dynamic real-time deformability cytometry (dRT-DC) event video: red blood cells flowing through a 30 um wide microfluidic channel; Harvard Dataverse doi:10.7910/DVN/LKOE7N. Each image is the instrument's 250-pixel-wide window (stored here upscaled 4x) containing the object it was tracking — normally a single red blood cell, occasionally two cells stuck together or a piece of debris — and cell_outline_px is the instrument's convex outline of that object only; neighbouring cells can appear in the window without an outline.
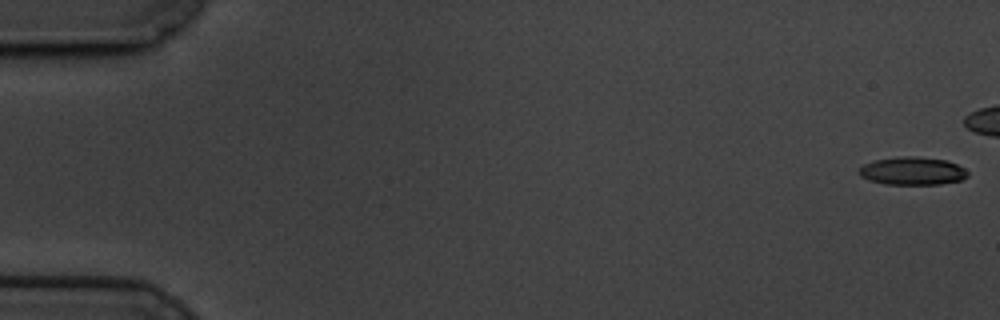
{"species": "common noctule bat (a hibernating species)", "species_latin": "Nyctalus noctula", "temperature_condition": "cold", "stored_images_in_passage": 49, "camera_frame_rate_fps": 3000, "um_per_image_px": 0.085, "animal": {"sex": "male", "body_mass_g": 19.5, "forearm_length_mm": 54.6}, "frame": {"image": 1, "passage_image": 1, "time_ms": 0.0, "image_size_px": [1000, 320], "cell_outline_px": [[968, 176], [960, 180], [940, 184], [884, 184], [868, 180], [860, 176], [856, 172], [864, 164], [872, 160], [900, 156], [916, 156], [948, 160], [964, 168], [968, 172]], "centroid_in_image_um": [77.52, 14.52], "position_along_channel_um": 7.5, "area_um2": 17.92}}
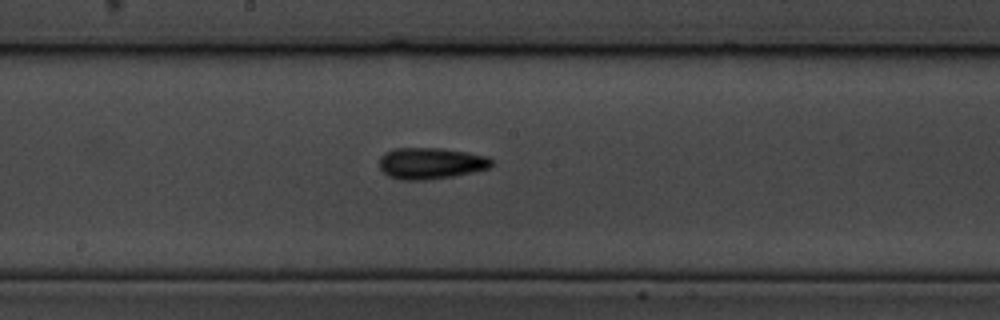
{"frame": {"image": 2, "passage_image": 32, "time_ms": 10.333, "image_size_px": [1000, 320], "cell_outline_px": [[492, 164], [488, 168], [472, 172], [452, 176], [424, 180], [404, 180], [388, 176], [380, 168], [380, 156], [384, 152], [392, 148], [444, 148], [468, 152], [488, 156], [492, 160]], "centroid_in_image_um": [36.6, 13.86], "position_along_channel_um": 211.6, "area_um2": 20.58}}
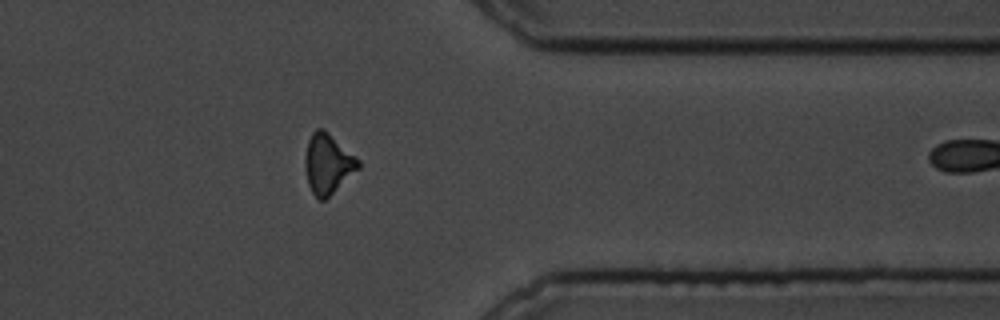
{"frame": {"image": 3, "passage_image": 48, "time_ms": 15.667, "image_size_px": [1000, 320], "cell_outline_px": [[360, 168], [324, 200], [320, 200], [312, 192], [308, 184], [304, 168], [304, 156], [308, 140], [312, 132], [316, 128], [324, 128], [356, 156], [360, 160]], "centroid_in_image_um": [27.85, 13.89], "position_along_channel_um": 383.5, "area_um2": 18.73}}